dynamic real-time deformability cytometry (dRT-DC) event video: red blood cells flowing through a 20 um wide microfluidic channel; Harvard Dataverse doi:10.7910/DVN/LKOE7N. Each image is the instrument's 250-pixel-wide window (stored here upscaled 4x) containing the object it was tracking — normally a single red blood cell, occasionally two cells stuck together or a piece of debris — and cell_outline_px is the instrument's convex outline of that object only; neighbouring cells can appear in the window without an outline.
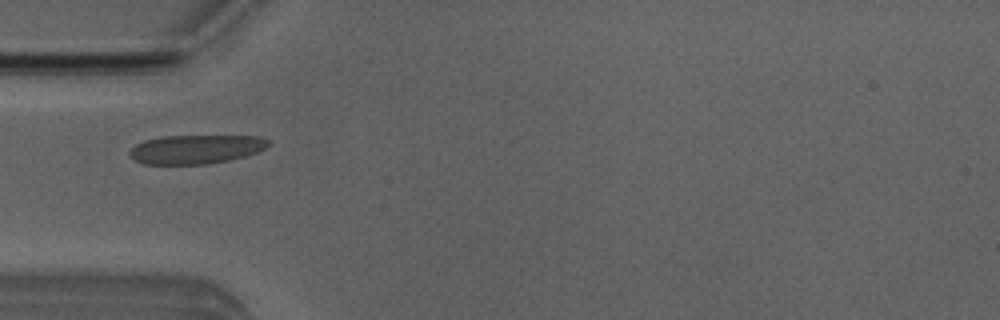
{"species": "Egyptian fruit bat (a non-hibernating species)", "species_latin": "Rousettus aegyptiacus", "temperature_condition": "room temperature", "stored_images_in_passage": 44, "camera_frame_rate_fps": 3000, "um_per_image_px": 0.085, "animal": {"sex": "male"}, "frame": {"image": 1, "passage_image": 8, "time_ms": 2.333, "image_size_px": [1000, 320], "cell_outline_px": [[272, 144], [256, 152], [244, 156], [228, 160], [208, 164], [144, 164], [136, 160], [128, 152], [136, 144], [144, 140], [164, 136], [260, 136], [272, 140]], "centroid_in_image_um": [16.69, 12.67], "position_along_channel_um": 68.3, "area_um2": 23.35}}
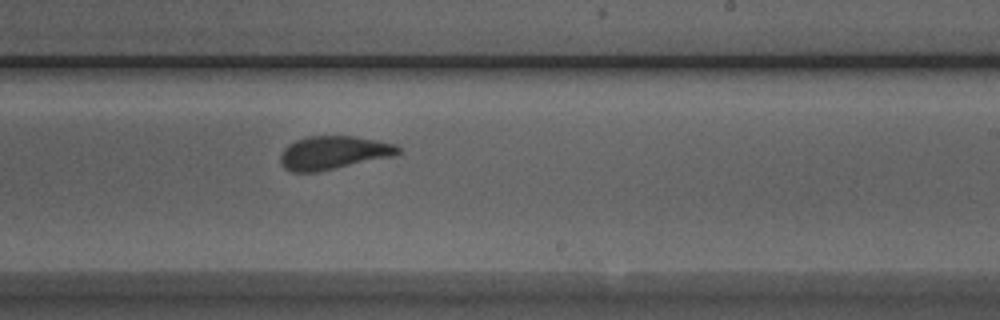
{"frame": {"image": 2, "passage_image": 23, "time_ms": 7.333, "image_size_px": [1000, 320], "cell_outline_px": [[400, 152], [392, 156], [316, 172], [292, 172], [284, 168], [280, 164], [280, 156], [284, 148], [288, 144], [296, 140], [308, 136], [356, 136], [396, 144], [400, 148]], "centroid_in_image_um": [28.31, 12.97], "position_along_channel_um": 260.7, "area_um2": 22.77}}
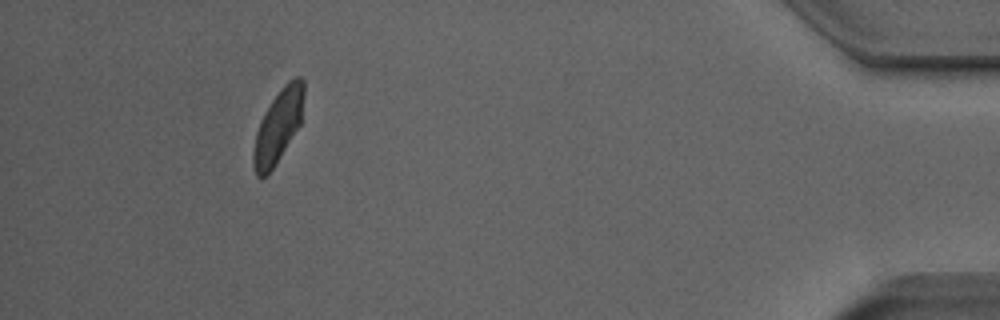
{"frame": {"image": 3, "passage_image": 40, "time_ms": 13.0, "image_size_px": [1000, 320], "cell_outline_px": [[304, 96], [300, 124], [280, 156], [272, 168], [264, 176], [256, 176], [252, 164], [252, 152], [256, 132], [260, 120], [264, 112], [280, 88], [288, 80], [296, 76], [300, 76], [304, 80]], "centroid_in_image_um": [23.63, 10.67], "position_along_channel_um": 411.6, "area_um2": 21.33}, "authors_computed_cell_mechanics": {"area_um2": 23.1489, "velocity_mm_per_s": 3.8443, "shape_relaxation_time_tau1_ms": 4.1205, "shape_relaxation_time_tau2_ms": null, "deformation_change_tau1": 0.1291, "deformation_change_tau2": null}}